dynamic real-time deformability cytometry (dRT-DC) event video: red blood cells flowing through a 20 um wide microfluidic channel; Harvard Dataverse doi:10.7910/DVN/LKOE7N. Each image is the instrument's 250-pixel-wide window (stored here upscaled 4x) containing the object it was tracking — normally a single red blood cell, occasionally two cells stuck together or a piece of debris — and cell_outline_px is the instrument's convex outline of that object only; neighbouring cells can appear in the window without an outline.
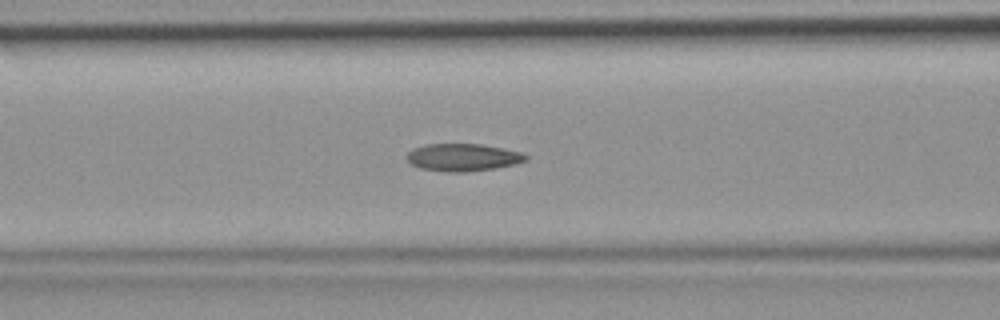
{"species": "common noctule bat (a hibernating species)", "species_latin": "Nyctalus noctula", "temperature_condition": "room temperature", "stored_images_in_passage": 44, "segment_of_instrument_passage": [1, 2], "camera_frame_rate_fps": 3000, "um_per_image_px": 0.085, "animal": {"sex": "female", "body_mass_g": 19.9}, "frame": {"image": 1, "passage_image": 15, "time_ms": 4.667, "image_size_px": [1000, 320], "cell_outline_px": [[528, 160], [516, 164], [496, 168], [464, 172], [448, 172], [420, 168], [412, 164], [404, 156], [412, 148], [424, 144], [480, 144], [504, 148], [520, 152], [528, 156]], "centroid_in_image_um": [39.34, 13.37], "position_along_channel_um": 127.3, "area_um2": 19.19}}
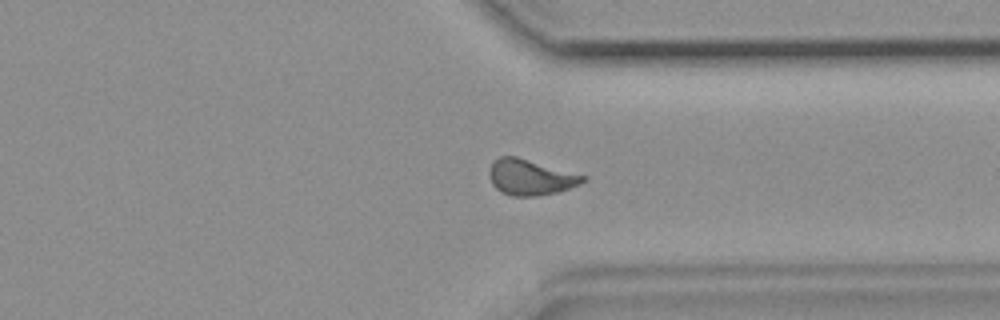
{"frame": {"image": 2, "passage_image": 32, "time_ms": 10.333, "image_size_px": [1000, 320], "cell_outline_px": [[588, 180], [580, 184], [556, 192], [536, 196], [512, 196], [496, 188], [492, 184], [488, 172], [488, 168], [492, 160], [500, 156], [516, 156], [588, 176]], "centroid_in_image_um": [45.08, 15.05], "position_along_channel_um": 366.3, "area_um2": 19.59}}
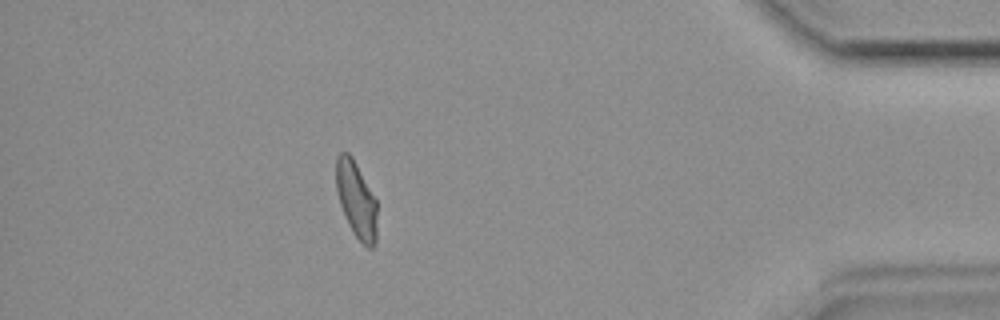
{"frame": {"image": 3, "passage_image": 38, "time_ms": 12.333, "image_size_px": [1000, 320], "cell_outline_px": [[376, 244], [372, 248], [368, 248], [352, 232], [348, 224], [340, 204], [336, 192], [336, 156], [340, 152], [348, 152], [352, 156], [376, 200]], "centroid_in_image_um": [30.27, 16.96], "position_along_channel_um": 404.9, "area_um2": 18.15}}